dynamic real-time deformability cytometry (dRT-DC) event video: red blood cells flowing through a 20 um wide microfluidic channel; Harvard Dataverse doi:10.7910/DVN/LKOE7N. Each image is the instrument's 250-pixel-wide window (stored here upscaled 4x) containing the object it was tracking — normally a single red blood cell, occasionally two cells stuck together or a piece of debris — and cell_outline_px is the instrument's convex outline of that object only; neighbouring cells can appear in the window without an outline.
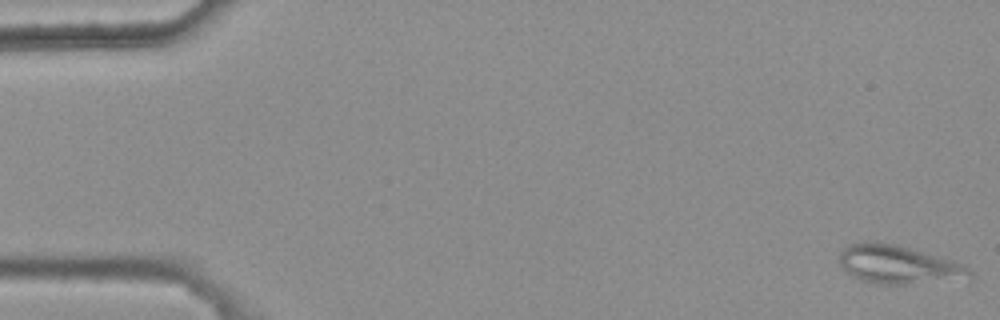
{"species": "common noctule bat (a hibernating species)", "species_latin": "Nyctalus noctula", "temperature_condition": "warm", "stored_images_in_passage": 5, "camera_frame_rate_fps": 3000, "um_per_image_px": 0.085, "animal": {"sex": "female", "body_mass_g": 25.1}, "frame": {"image": 1, "passage_image": 1, "time_ms": 0.0, "image_size_px": [1000, 320], "cell_outline_px": [[972, 280], [904, 284], [880, 284], [864, 280], [852, 276], [840, 264], [840, 252], [848, 244], [868, 240], [876, 240], [896, 244], [952, 260], [964, 264], [972, 272]], "centroid_in_image_um": [76.42, 22.48], "position_along_channel_um": 8.6, "area_um2": 29.59}}